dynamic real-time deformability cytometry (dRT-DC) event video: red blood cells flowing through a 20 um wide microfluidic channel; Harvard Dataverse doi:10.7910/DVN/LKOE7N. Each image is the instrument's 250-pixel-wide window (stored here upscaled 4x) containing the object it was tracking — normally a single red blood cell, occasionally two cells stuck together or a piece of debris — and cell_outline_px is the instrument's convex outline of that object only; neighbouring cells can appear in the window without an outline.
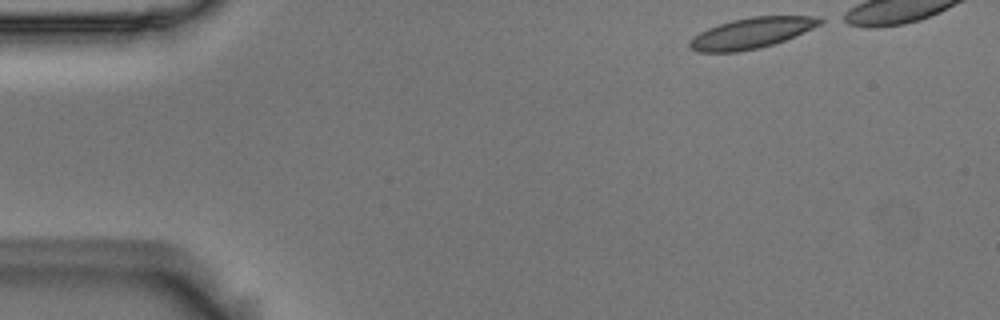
{"species": "Egyptian fruit bat (a non-hibernating species)", "species_latin": "Rousettus aegyptiacus", "temperature_condition": "room temperature", "stored_images_in_passage": 7, "camera_frame_rate_fps": 3000, "um_per_image_px": 0.085, "animal": {"sex": "male"}, "frame": {"image": 1, "passage_image": 1, "time_ms": 0.0, "image_size_px": [1000, 320], "cell_outline_px": [[824, 20], [820, 24], [804, 32], [784, 40], [760, 48], [740, 52], [696, 52], [688, 48], [688, 40], [700, 32], [708, 28], [732, 20], [752, 16], [816, 16]], "centroid_in_image_um": [63.82, 2.82], "position_along_channel_um": 21.2, "area_um2": 23.29}}
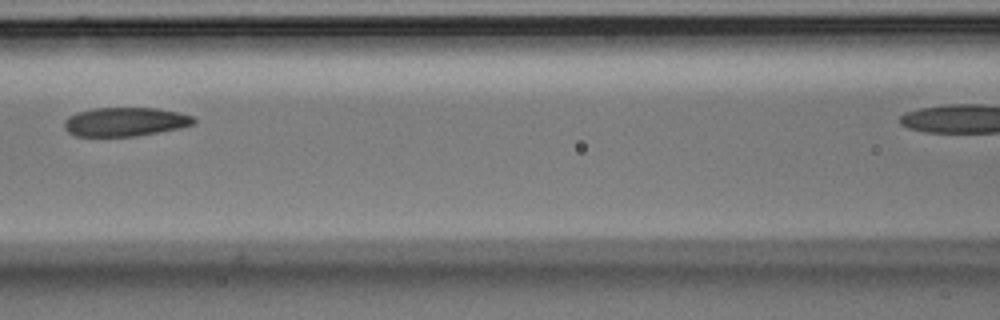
{"frame": {"image": 2, "passage_image": 6, "time_ms": 1.667, "image_size_px": [1000, 320], "cell_outline_px": [[196, 124], [180, 128], [136, 136], [76, 136], [68, 132], [64, 128], [64, 120], [68, 116], [76, 112], [92, 108], [156, 108], [176, 112], [192, 116], [196, 120]], "centroid_in_image_um": [10.61, 10.35], "position_along_channel_um": 156.0, "area_um2": 21.85}}